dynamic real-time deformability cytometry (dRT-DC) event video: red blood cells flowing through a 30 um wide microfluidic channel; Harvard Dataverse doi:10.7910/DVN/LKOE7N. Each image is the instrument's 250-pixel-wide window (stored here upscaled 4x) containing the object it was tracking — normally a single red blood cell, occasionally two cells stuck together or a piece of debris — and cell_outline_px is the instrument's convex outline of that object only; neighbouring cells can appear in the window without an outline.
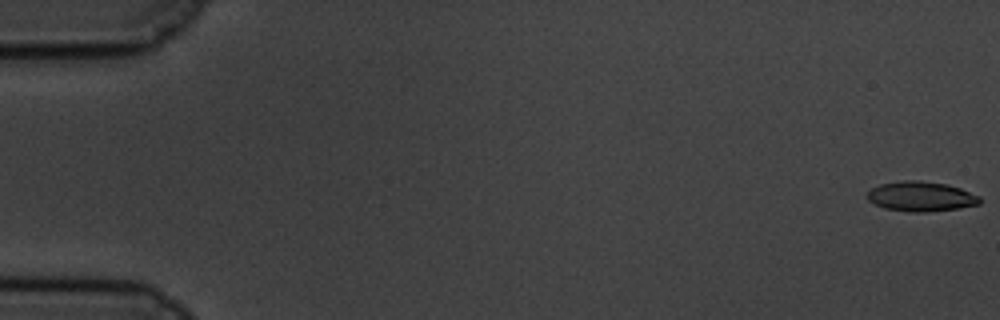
{"species": "common noctule bat (a hibernating species)", "species_latin": "Nyctalus noctula", "temperature_condition": "cold", "stored_images_in_passage": 56, "camera_frame_rate_fps": 3000, "um_per_image_px": 0.085, "animal": {"sex": "male", "body_mass_g": 19.5, "forearm_length_mm": 54.6}, "frame": {"image": 1, "passage_image": 1, "time_ms": 0.0, "image_size_px": [1000, 320], "cell_outline_px": [[980, 204], [956, 208], [928, 212], [908, 212], [884, 208], [868, 200], [868, 192], [872, 188], [880, 184], [904, 180], [916, 180], [948, 184], [960, 188], [980, 196]], "centroid_in_image_um": [78.28, 16.69], "position_along_channel_um": 6.7, "area_um2": 19.48}}
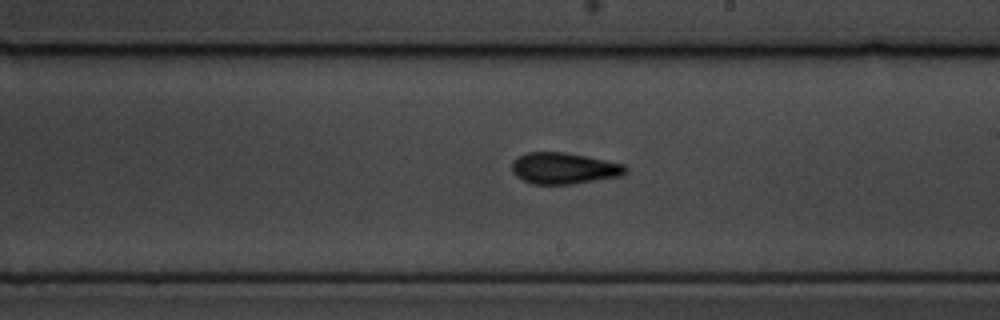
{"frame": {"image": 2, "passage_image": 35, "time_ms": 11.333, "image_size_px": [1000, 320], "cell_outline_px": [[628, 172], [624, 176], [572, 184], [532, 184], [516, 176], [512, 172], [512, 160], [516, 156], [524, 152], [564, 152], [624, 164], [628, 168]], "centroid_in_image_um": [47.93, 14.31], "position_along_channel_um": 241.1, "area_um2": 20.98}}
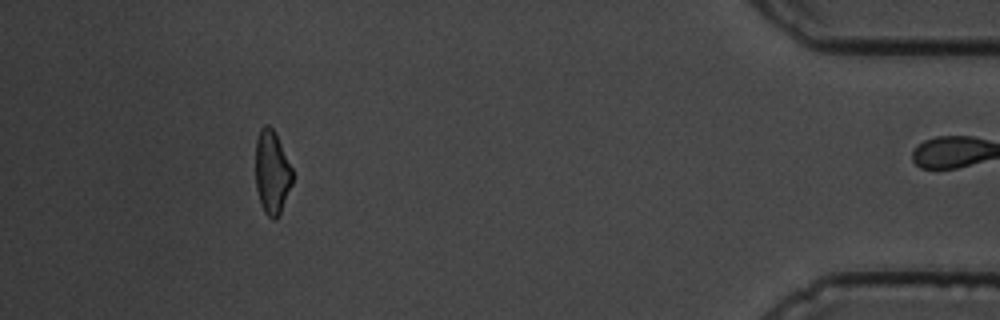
{"frame": {"image": 3, "passage_image": 55, "time_ms": 18.0, "image_size_px": [1000, 320], "cell_outline_px": [[292, 184], [280, 212], [276, 220], [272, 220], [264, 212], [260, 204], [256, 188], [256, 140], [260, 128], [264, 124], [268, 124], [276, 132], [292, 168]], "centroid_in_image_um": [23.11, 14.63], "position_along_channel_um": 412.1, "area_um2": 18.09}, "authors_computed_cell_mechanics": {"area_um2": 20.0277, "velocity_mm_per_s": 3.4029, "shape_relaxation_time_tau1_ms": 4.5592, "shape_relaxation_time_tau2_ms": 2.2203, "deformation_change_tau1": 0.1523, "deformation_change_tau2": 0.0972}}